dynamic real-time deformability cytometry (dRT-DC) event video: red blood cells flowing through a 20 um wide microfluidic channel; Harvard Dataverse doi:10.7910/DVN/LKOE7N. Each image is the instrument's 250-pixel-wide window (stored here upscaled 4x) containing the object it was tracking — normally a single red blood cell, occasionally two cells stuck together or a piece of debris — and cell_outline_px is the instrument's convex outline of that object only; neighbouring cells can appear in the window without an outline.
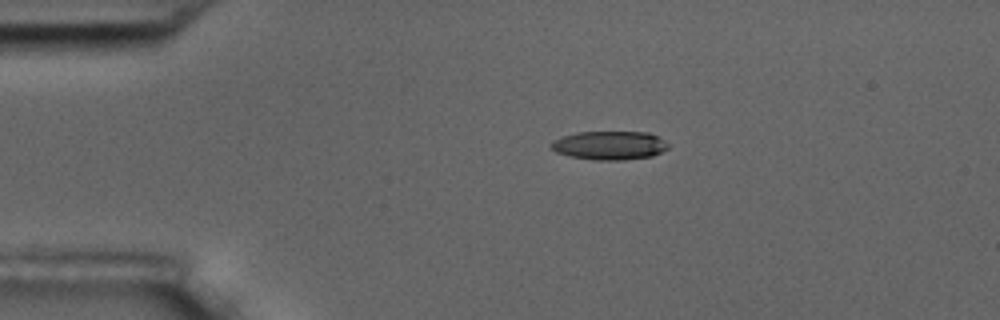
{"species": "common noctule bat (a hibernating species)", "species_latin": "Nyctalus noctula", "temperature_condition": "room temperature", "stored_images_in_passage": 8, "camera_frame_rate_fps": 3000, "um_per_image_px": 0.085, "animal": {"sex": "male", "body_mass_g": 17.5, "forearm_length_mm": 52.3}, "frame": {"image": 1, "passage_image": 1, "time_ms": 0.0, "image_size_px": [1000, 320], "cell_outline_px": [[668, 148], [652, 156], [624, 160], [596, 160], [572, 156], [556, 152], [548, 144], [552, 140], [576, 132], [648, 132], [660, 136], [668, 144]], "centroid_in_image_um": [51.82, 12.35], "position_along_channel_um": 33.2, "area_um2": 19.59}}
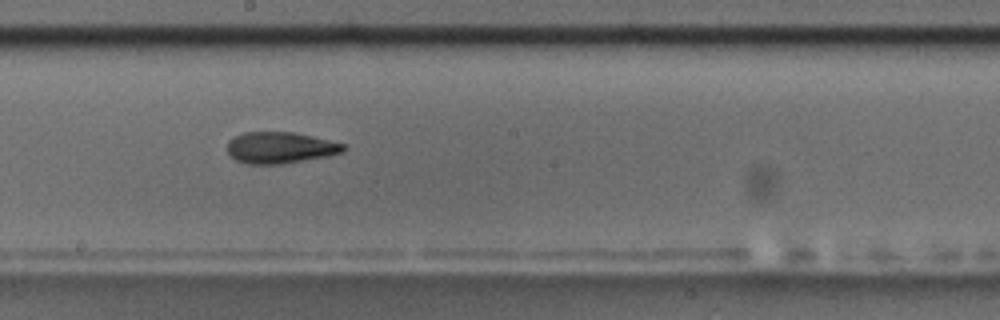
{"frame": {"image": 2, "passage_image": 7, "time_ms": 6.667, "image_size_px": [1000, 320], "cell_outline_px": [[344, 152], [328, 156], [284, 164], [248, 164], [236, 160], [228, 152], [228, 140], [232, 136], [244, 132], [292, 132], [312, 136], [344, 144]], "centroid_in_image_um": [23.79, 12.55], "position_along_channel_um": 224.4, "area_um2": 21.27}}
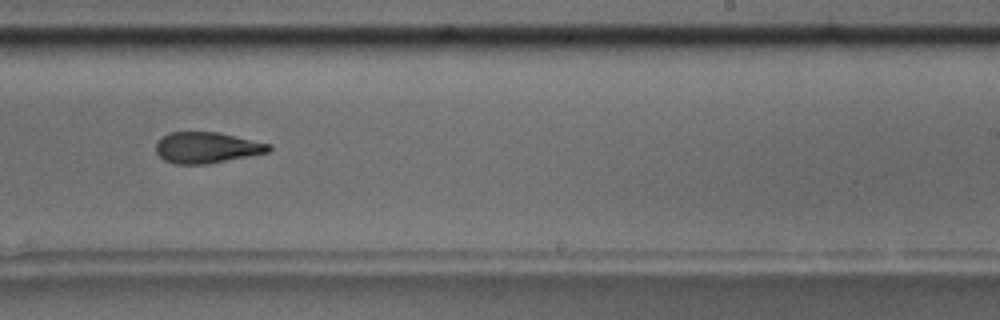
{"frame": {"image": 3, "passage_image": 8, "time_ms": 8.0, "image_size_px": [1000, 320], "cell_outline_px": [[272, 148], [268, 152], [208, 164], [176, 164], [164, 160], [156, 152], [156, 140], [168, 132], [216, 132], [236, 136], [272, 144]], "centroid_in_image_um": [17.55, 12.54], "position_along_channel_um": 271.4, "area_um2": 20.46}}